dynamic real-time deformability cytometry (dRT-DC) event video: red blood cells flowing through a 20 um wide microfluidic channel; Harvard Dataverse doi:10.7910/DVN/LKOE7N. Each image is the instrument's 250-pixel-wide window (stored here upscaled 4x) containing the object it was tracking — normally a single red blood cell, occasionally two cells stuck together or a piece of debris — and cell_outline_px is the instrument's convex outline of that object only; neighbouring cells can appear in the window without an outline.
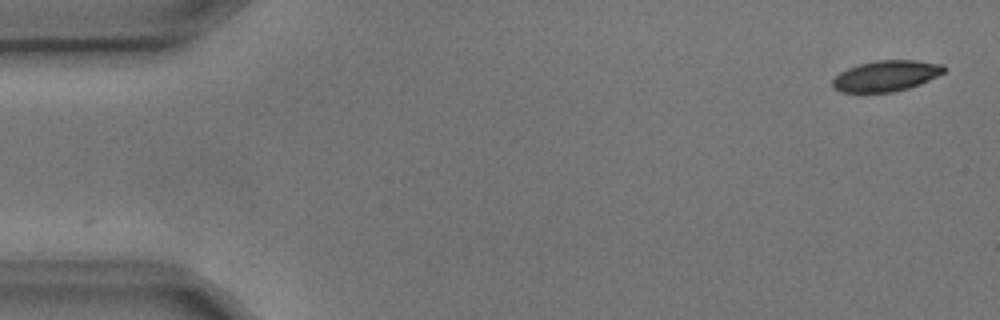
{"species": "common noctule bat (a hibernating species)", "species_latin": "Nyctalus noctula", "temperature_condition": "cold", "stored_images_in_passage": 7, "camera_frame_rate_fps": 3000, "um_per_image_px": 0.085, "animal": {"sex": "male", "body_mass_g": 17.9, "forearm_length_mm": 54.2}, "frame": {"image": 1, "passage_image": 1, "time_ms": 0.0, "image_size_px": [1000, 320], "cell_outline_px": [[948, 68], [944, 72], [920, 84], [908, 88], [892, 92], [840, 92], [832, 88], [832, 80], [840, 72], [848, 68], [860, 64], [876, 60], [916, 60], [944, 64]], "centroid_in_image_um": [75.32, 6.44], "position_along_channel_um": 9.7, "area_um2": 20.06}}
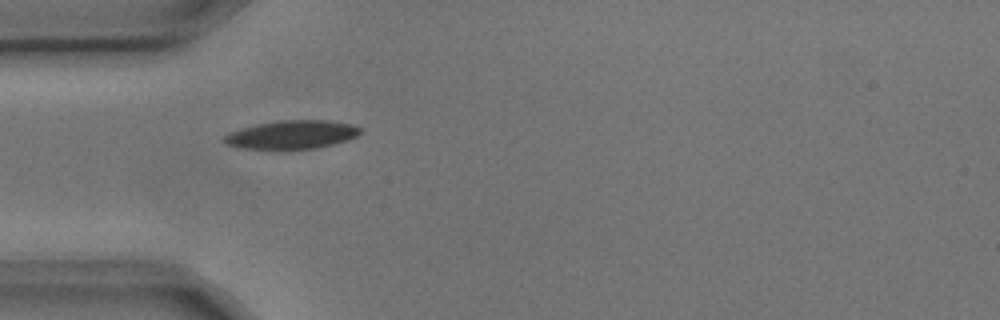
{"frame": {"image": 2, "passage_image": 5, "time_ms": 1.333, "image_size_px": [1000, 320], "cell_outline_px": [[360, 132], [356, 136], [348, 140], [316, 148], [284, 152], [268, 152], [236, 148], [228, 144], [224, 140], [224, 136], [228, 132], [256, 124], [280, 120], [328, 120], [348, 124], [360, 128]], "centroid_in_image_um": [24.7, 11.51], "position_along_channel_um": 60.3, "area_um2": 23.52}}
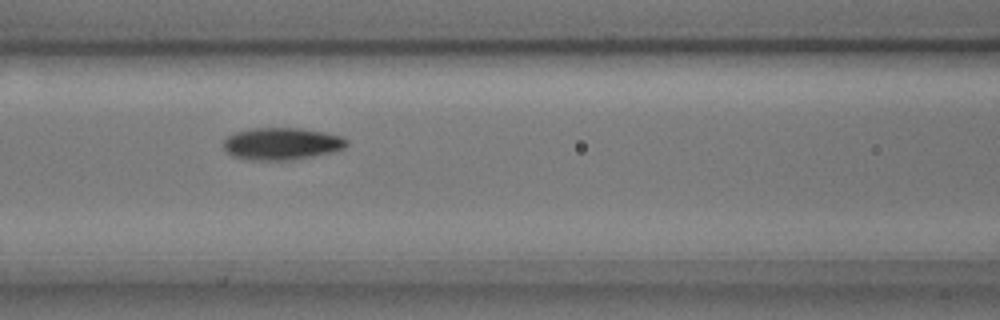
{"frame": {"image": 3, "passage_image": 7, "time_ms": 2.0, "image_size_px": [1000, 320], "cell_outline_px": [[348, 144], [344, 148], [332, 152], [312, 156], [288, 160], [244, 160], [232, 156], [224, 148], [224, 140], [228, 136], [236, 132], [252, 128], [296, 128], [324, 132], [340, 136], [348, 140]], "centroid_in_image_um": [23.93, 12.22], "position_along_channel_um": 142.7, "area_um2": 23.0}}